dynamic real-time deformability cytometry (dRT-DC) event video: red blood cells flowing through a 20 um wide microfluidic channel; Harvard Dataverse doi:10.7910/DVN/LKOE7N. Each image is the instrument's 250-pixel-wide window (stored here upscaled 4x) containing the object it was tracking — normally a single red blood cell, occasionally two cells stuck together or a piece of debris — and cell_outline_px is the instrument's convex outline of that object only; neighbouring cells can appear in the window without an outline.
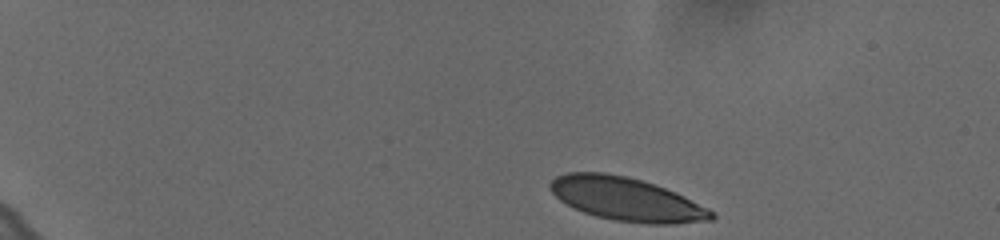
{"species": "human", "species_latin": "Homo sapiens", "temperature_condition": "cold", "stored_images_in_passage": 49, "camera_frame_rate_fps": 3000, "um_per_image_px": 0.085, "donor": {"sex": "female"}, "frame": {"image": 1, "passage_image": 1, "time_ms": 0.0, "image_size_px": [1000, 240], "cell_outline_px": [[716, 216], [712, 220], [672, 224], [648, 224], [612, 220], [596, 216], [572, 208], [560, 200], [548, 188], [548, 184], [556, 176], [568, 172], [604, 172], [624, 176], [640, 180], [676, 192], [708, 208]], "centroid_in_image_um": [53.22, 16.93], "position_along_channel_um": 31.8, "area_um2": 40.69}}
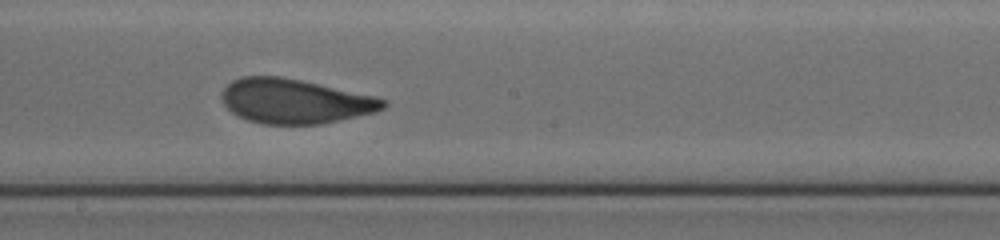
{"frame": {"image": 2, "passage_image": 26, "time_ms": 8.333, "image_size_px": [1000, 240], "cell_outline_px": [[388, 104], [384, 108], [376, 112], [320, 124], [264, 124], [248, 120], [236, 116], [224, 104], [220, 96], [220, 92], [232, 80], [240, 76], [280, 76], [300, 80], [376, 96], [388, 100]], "centroid_in_image_um": [25.05, 8.6], "position_along_channel_um": 223.1, "area_um2": 42.08}}
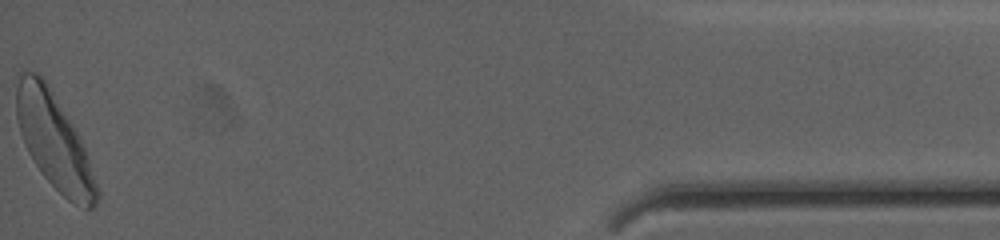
{"frame": {"image": 3, "passage_image": 49, "time_ms": 16.0, "image_size_px": [1000, 240], "cell_outline_px": [[100, 196], [96, 204], [92, 208], [84, 208], [68, 200], [40, 172], [32, 160], [24, 144], [20, 132], [16, 116], [16, 72], [24, 68], [36, 72], [44, 80], [52, 92], [80, 136], [84, 144], [100, 188]], "centroid_in_image_um": [4.6, 11.98], "position_along_channel_um": 430.6, "area_um2": 45.14}, "authors_computed_cell_mechanics": {"area_um2": 41.8472, "velocity_mm_per_s": 3.6038, "shape_relaxation_time_tau1_ms": 5.0566, "shape_relaxation_time_tau2_ms": 0.7906, "deformation_change_tau1": 0.1826, "deformation_change_tau2": 0.0715}}